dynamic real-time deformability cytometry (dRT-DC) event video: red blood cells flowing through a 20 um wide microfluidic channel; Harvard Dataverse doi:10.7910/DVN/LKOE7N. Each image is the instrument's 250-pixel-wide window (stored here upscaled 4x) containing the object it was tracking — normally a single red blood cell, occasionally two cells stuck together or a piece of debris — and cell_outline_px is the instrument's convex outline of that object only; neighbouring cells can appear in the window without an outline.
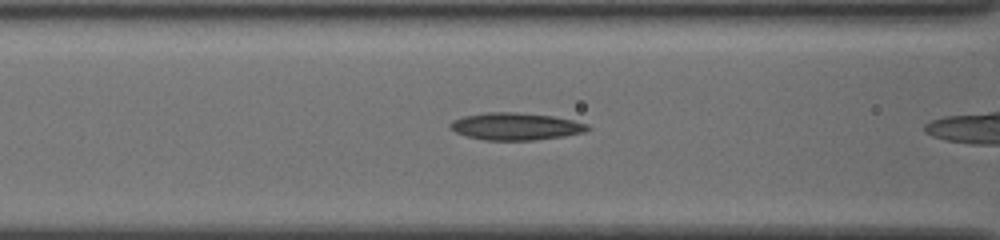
{"species": "common noctule bat (a hibernating species)", "species_latin": "Nyctalus noctula", "temperature_condition": "cold", "stored_images_in_passage": 17, "camera_frame_rate_fps": 3000, "um_per_image_px": 0.085, "animal": {"sex": "female", "body_mass_g": 19.5, "forearm_length_mm": 54.1}, "frame": {"image": 1, "passage_image": 6, "time_ms": 1.667, "image_size_px": [1000, 240], "cell_outline_px": [[592, 128], [584, 132], [564, 136], [532, 140], [484, 140], [468, 136], [456, 132], [448, 128], [448, 124], [452, 120], [464, 116], [484, 112], [516, 112], [552, 116], [572, 120], [588, 124]], "centroid_in_image_um": [43.81, 10.74], "position_along_channel_um": 122.8, "area_um2": 21.85}}
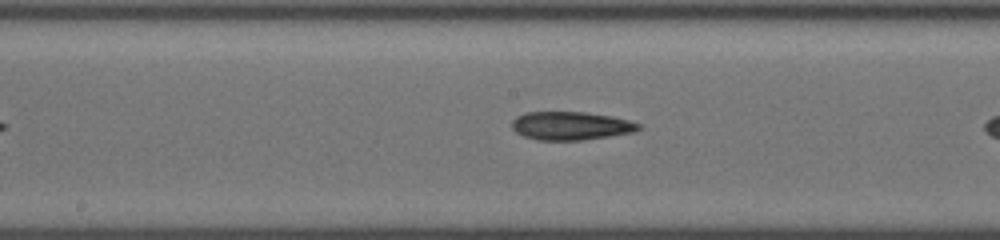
{"frame": {"image": 2, "passage_image": 12, "time_ms": 3.667, "image_size_px": [1000, 240], "cell_outline_px": [[640, 128], [632, 132], [584, 140], [536, 140], [524, 136], [516, 132], [512, 128], [512, 120], [516, 116], [524, 112], [584, 112], [612, 116], [628, 120], [640, 124]], "centroid_in_image_um": [48.47, 10.69], "position_along_channel_um": 199.7, "area_um2": 20.87}}
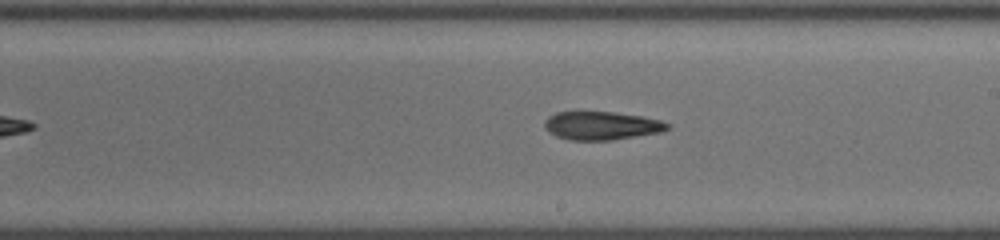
{"frame": {"image": 3, "passage_image": 15, "time_ms": 4.667, "image_size_px": [1000, 240], "cell_outline_px": [[672, 124], [668, 128], [660, 132], [612, 140], [568, 140], [556, 136], [548, 132], [544, 128], [544, 120], [548, 116], [556, 112], [616, 112], [640, 116], [660, 120]], "centroid_in_image_um": [51.09, 10.68], "position_along_channel_um": 237.9, "area_um2": 20.35}}